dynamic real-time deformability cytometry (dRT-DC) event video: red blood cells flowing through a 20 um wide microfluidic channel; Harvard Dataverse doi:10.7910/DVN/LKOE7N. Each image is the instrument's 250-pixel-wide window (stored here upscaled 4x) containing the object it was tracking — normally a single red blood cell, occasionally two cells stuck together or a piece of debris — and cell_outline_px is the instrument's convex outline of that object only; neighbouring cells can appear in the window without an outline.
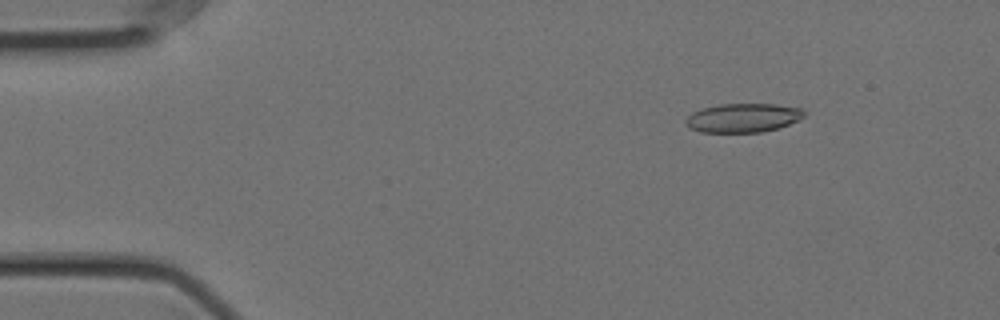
{"species": "Egyptian fruit bat (a non-hibernating species)", "species_latin": "Rousettus aegyptiacus", "temperature_condition": "cold", "stored_images_in_passage": 17, "camera_frame_rate_fps": 3000, "um_per_image_px": 0.085, "animal": {"sex": "female"}, "frame": {"image": 1, "passage_image": 8, "time_ms": 2.333, "image_size_px": [1000, 320], "cell_outline_px": [[804, 116], [800, 120], [780, 128], [760, 132], [700, 132], [688, 128], [684, 124], [684, 120], [692, 112], [704, 108], [720, 104], [776, 104], [800, 108], [804, 112]], "centroid_in_image_um": [63.14, 10.02], "position_along_channel_um": 21.9, "area_um2": 20.11}}